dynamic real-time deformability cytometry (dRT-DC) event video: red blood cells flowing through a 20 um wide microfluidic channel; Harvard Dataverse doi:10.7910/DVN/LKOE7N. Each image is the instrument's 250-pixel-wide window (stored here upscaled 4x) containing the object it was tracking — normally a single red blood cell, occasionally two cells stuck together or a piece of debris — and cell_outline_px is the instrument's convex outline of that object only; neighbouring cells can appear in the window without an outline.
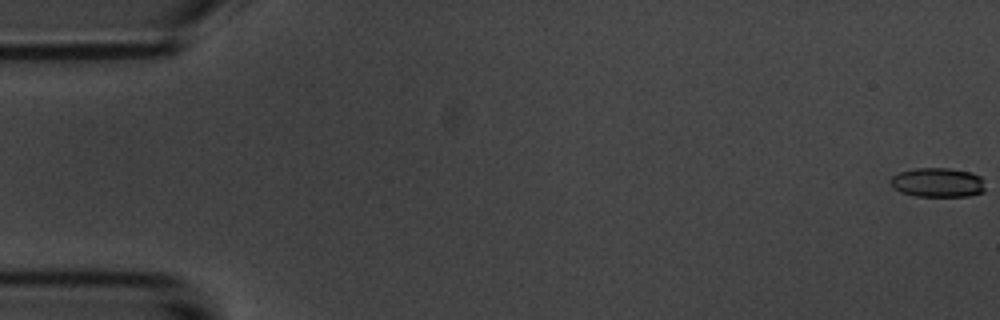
{"species": "common noctule bat (a hibernating species)", "species_latin": "Nyctalus noctula", "temperature_condition": "room temperature", "stored_images_in_passage": 5, "camera_frame_rate_fps": 3000, "um_per_image_px": 0.085, "animal": {"sex": "male", "body_mass_g": 20.1, "forearm_length_mm": 53.5}, "frame": {"image": 1, "passage_image": 1, "time_ms": 0.0, "image_size_px": [1000, 320], "cell_outline_px": [[984, 192], [968, 196], [916, 196], [900, 192], [892, 188], [888, 180], [892, 176], [900, 172], [916, 168], [948, 168], [972, 172], [980, 176], [984, 180]], "centroid_in_image_um": [79.69, 15.51], "position_along_channel_um": 5.3, "area_um2": 16.42}}
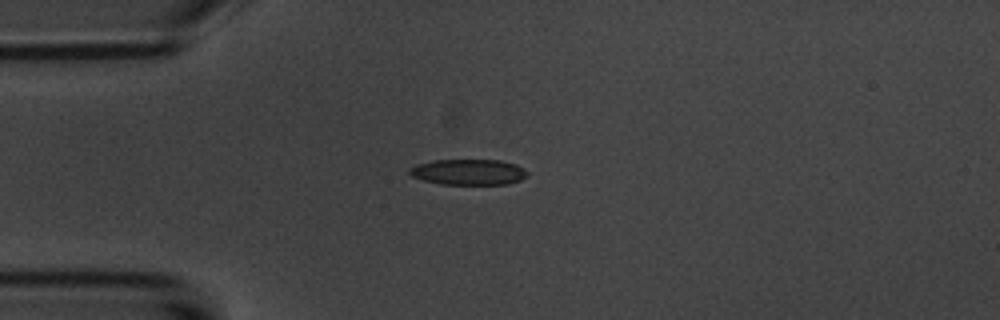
{"frame": {"image": 2, "passage_image": 4, "time_ms": 4.667, "image_size_px": [1000, 320], "cell_outline_px": [[528, 176], [520, 180], [508, 184], [440, 184], [424, 180], [412, 176], [408, 172], [408, 168], [416, 164], [432, 160], [500, 160], [516, 164], [524, 168], [528, 172]], "centroid_in_image_um": [39.83, 14.62], "position_along_channel_um": 45.2, "area_um2": 17.8}}